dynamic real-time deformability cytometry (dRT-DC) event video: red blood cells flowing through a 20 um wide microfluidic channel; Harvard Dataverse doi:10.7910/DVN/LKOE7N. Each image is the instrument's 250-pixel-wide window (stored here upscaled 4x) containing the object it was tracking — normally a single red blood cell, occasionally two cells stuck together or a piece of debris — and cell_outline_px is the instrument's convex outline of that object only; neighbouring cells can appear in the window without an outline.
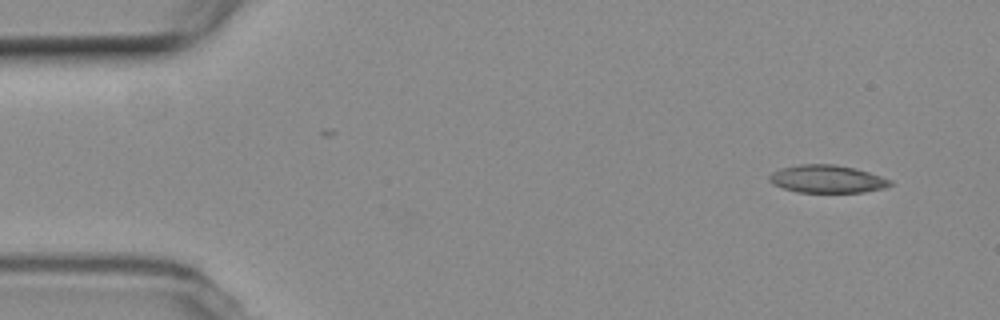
{"species": "common noctule bat (a hibernating species)", "species_latin": "Nyctalus noctula", "temperature_condition": "room temperature", "stored_images_in_passage": 6, "camera_frame_rate_fps": 3000, "um_per_image_px": 0.085, "animal": {"sex": "female", "body_mass_g": 19.3, "forearm_length_mm": 54.1}, "frame": {"image": 1, "passage_image": 1, "time_ms": 0.0, "image_size_px": [1000, 320], "cell_outline_px": [[892, 184], [884, 188], [864, 192], [796, 192], [772, 184], [768, 180], [768, 176], [772, 172], [780, 168], [800, 164], [832, 164], [856, 168], [892, 180]], "centroid_in_image_um": [70.28, 15.21], "position_along_channel_um": 14.7, "area_um2": 19.59}}
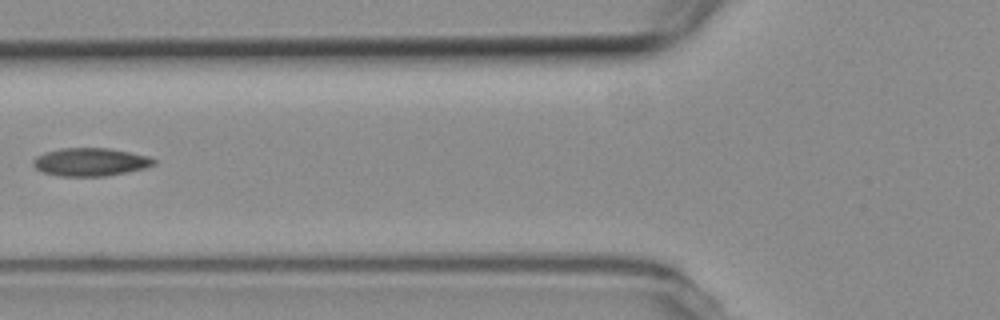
{"frame": {"image": 2, "passage_image": 6, "time_ms": 5.667, "image_size_px": [1000, 320], "cell_outline_px": [[156, 164], [144, 168], [104, 176], [60, 176], [40, 172], [32, 164], [32, 160], [36, 156], [44, 152], [60, 148], [108, 148], [148, 156], [156, 160]], "centroid_in_image_um": [7.63, 13.76], "position_along_channel_um": 118.2, "area_um2": 19.71}}